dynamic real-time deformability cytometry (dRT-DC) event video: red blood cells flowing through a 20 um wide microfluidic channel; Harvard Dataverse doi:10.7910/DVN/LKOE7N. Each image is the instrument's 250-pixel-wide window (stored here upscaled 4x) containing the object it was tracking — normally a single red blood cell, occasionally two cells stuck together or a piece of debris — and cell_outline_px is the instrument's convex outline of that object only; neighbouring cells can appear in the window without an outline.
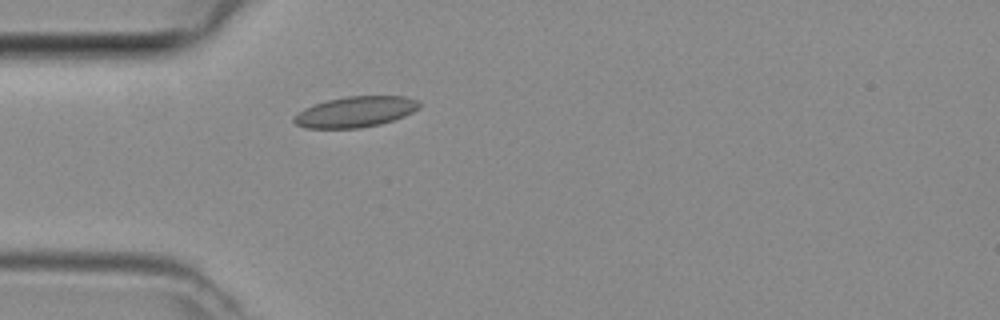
{"species": "common noctule bat (a hibernating species)", "species_latin": "Nyctalus noctula", "temperature_condition": "room temperature", "stored_images_in_passage": 3, "camera_frame_rate_fps": 3000, "um_per_image_px": 0.085, "animal": {"sex": "female", "body_mass_g": 29.2, "forearm_length_mm": 56.3}, "frame": {"image": 1, "passage_image": 3, "time_ms": 0.667, "image_size_px": [1000, 320], "cell_outline_px": [[420, 108], [404, 116], [380, 124], [360, 128], [304, 128], [296, 124], [292, 120], [292, 116], [304, 108], [328, 100], [344, 96], [404, 96], [420, 100]], "centroid_in_image_um": [30.21, 9.5], "position_along_channel_um": 54.8, "area_um2": 22.54}}